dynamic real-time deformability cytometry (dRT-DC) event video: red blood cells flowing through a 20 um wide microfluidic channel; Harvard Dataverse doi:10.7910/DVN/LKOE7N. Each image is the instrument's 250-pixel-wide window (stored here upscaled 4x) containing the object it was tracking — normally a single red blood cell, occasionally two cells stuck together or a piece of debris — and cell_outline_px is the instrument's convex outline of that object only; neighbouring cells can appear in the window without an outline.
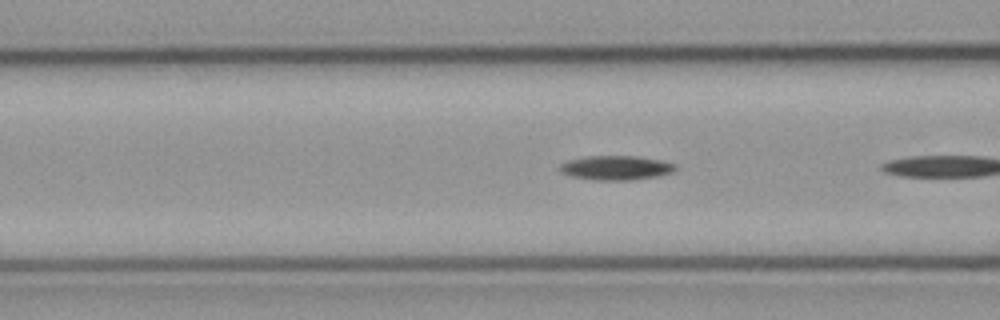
{"species": "common noctule bat (a hibernating species)", "species_latin": "Nyctalus noctula", "temperature_condition": "cold", "stored_images_in_passage": 6, "camera_frame_rate_fps": 3000, "um_per_image_px": 0.085, "animal": {"sex": "male", "body_mass_g": 23.1, "forearm_length_mm": 52.7}, "frame": {"image": 1, "passage_image": 5, "time_ms": 1.333, "image_size_px": [1000, 320], "cell_outline_px": [[676, 168], [672, 172], [656, 176], [632, 180], [596, 180], [572, 176], [560, 172], [560, 164], [568, 160], [588, 156], [636, 156], [660, 160], [676, 164]], "centroid_in_image_um": [52.35, 14.26], "position_along_channel_um": 114.2, "area_um2": 16.24}}